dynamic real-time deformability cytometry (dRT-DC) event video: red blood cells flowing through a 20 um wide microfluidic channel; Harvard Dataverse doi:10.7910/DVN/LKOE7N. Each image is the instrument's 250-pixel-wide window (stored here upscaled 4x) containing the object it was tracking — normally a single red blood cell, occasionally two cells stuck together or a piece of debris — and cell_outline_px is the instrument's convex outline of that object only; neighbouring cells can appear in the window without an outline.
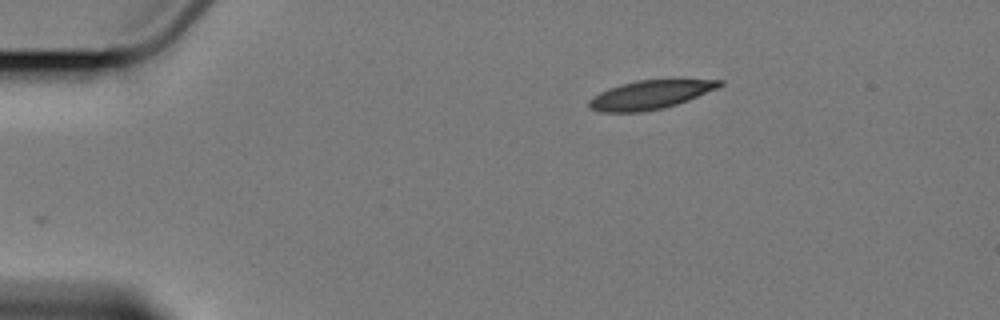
{"species": "Egyptian fruit bat (a non-hibernating species)", "species_latin": "Rousettus aegyptiacus", "temperature_condition": "cold", "stored_images_in_passage": 3, "camera_frame_rate_fps": 3000, "um_per_image_px": 0.085, "animal": {"sex": "female"}, "frame": {"image": 1, "passage_image": 1, "time_ms": 0.0, "image_size_px": [1000, 320], "cell_outline_px": [[724, 84], [716, 88], [688, 100], [664, 108], [640, 112], [600, 112], [588, 108], [588, 100], [600, 92], [608, 88], [620, 84], [636, 80], [672, 76], [724, 80]], "centroid_in_image_um": [55.33, 7.98], "position_along_channel_um": 29.7, "area_um2": 22.95}}